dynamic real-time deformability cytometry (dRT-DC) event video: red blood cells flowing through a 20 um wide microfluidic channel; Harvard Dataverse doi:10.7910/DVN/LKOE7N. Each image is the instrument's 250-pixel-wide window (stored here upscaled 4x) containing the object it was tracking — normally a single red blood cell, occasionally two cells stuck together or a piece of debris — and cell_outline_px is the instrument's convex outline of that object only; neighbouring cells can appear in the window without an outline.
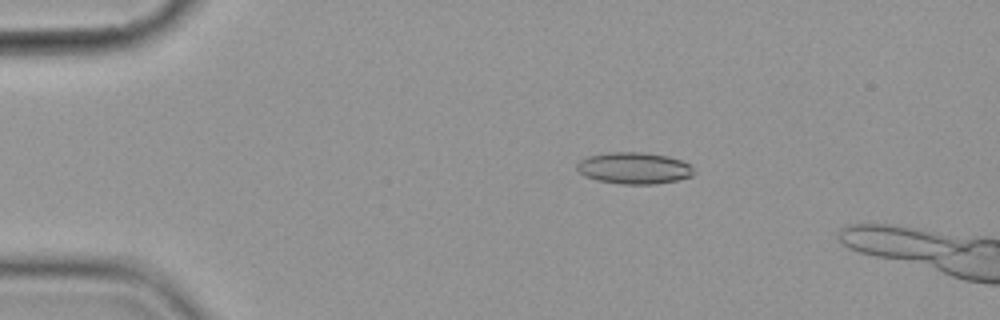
{"species": "common noctule bat (a hibernating species)", "species_latin": "Nyctalus noctula", "temperature_condition": "cold", "stored_images_in_passage": 8, "camera_frame_rate_fps": 3000, "um_per_image_px": 0.085, "animal": {"sex": "female", "body_mass_g": 19.9}, "frame": {"image": 1, "passage_image": 4, "time_ms": 3.333, "image_size_px": [1000, 320], "cell_outline_px": [[692, 176], [680, 180], [656, 184], [620, 184], [596, 180], [584, 176], [576, 168], [576, 164], [580, 160], [588, 156], [608, 152], [644, 152], [668, 156], [692, 164]], "centroid_in_image_um": [53.89, 14.29], "position_along_channel_um": 31.1, "area_um2": 21.73}}
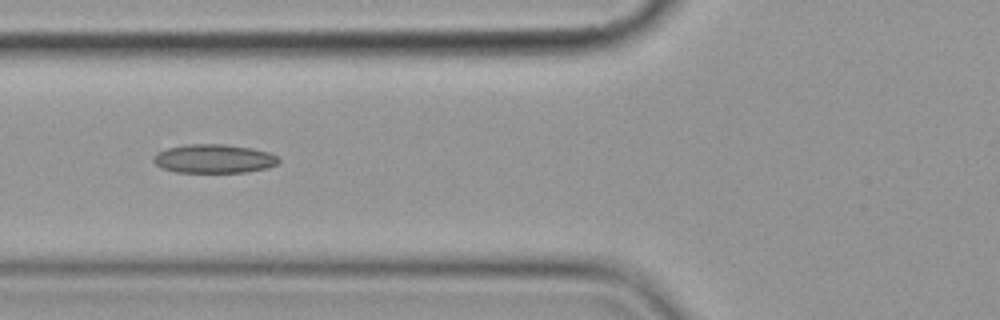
{"frame": {"image": 2, "passage_image": 7, "time_ms": 7.0, "image_size_px": [1000, 320], "cell_outline_px": [[280, 160], [276, 164], [268, 168], [244, 172], [176, 172], [160, 168], [152, 160], [152, 156], [156, 152], [168, 148], [184, 144], [224, 144], [252, 148], [268, 152], [276, 156]], "centroid_in_image_um": [18.13, 13.49], "position_along_channel_um": 107.7, "area_um2": 21.1}}
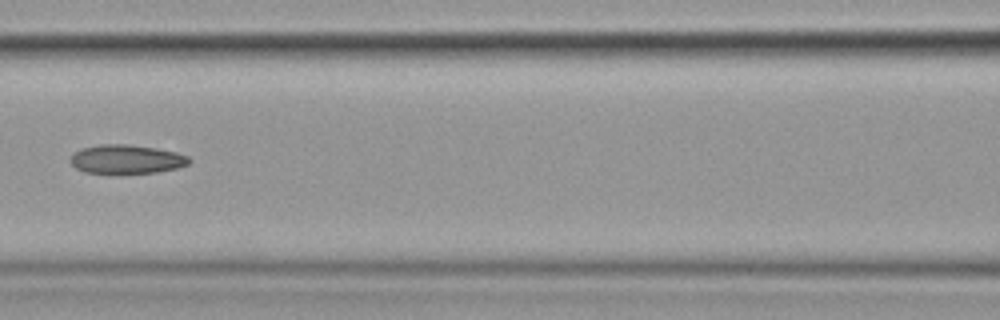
{"frame": {"image": 3, "passage_image": 8, "time_ms": 8.333, "image_size_px": [1000, 320], "cell_outline_px": [[192, 160], [188, 164], [176, 168], [156, 172], [84, 172], [76, 168], [68, 160], [72, 152], [84, 148], [100, 144], [128, 144], [156, 148], [176, 152], [188, 156]], "centroid_in_image_um": [10.73, 13.51], "position_along_channel_um": 155.9, "area_um2": 19.77}}